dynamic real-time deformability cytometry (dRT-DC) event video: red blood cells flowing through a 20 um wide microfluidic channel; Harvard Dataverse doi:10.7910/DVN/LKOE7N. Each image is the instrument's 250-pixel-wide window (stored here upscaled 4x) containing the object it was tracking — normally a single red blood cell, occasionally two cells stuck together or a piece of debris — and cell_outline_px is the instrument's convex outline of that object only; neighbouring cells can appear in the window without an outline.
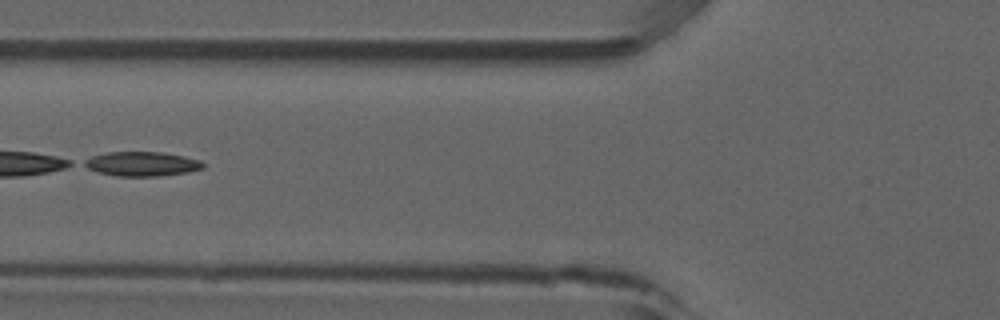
{"species": "common noctule bat (a hibernating species)", "species_latin": "Nyctalus noctula", "temperature_condition": "room temperature", "stored_images_in_passage": 5, "camera_frame_rate_fps": 3000, "um_per_image_px": 0.085, "animal": {"sex": "male", "forearm_length_mm": 52.5}, "frame": {"image": 1, "passage_image": 5, "time_ms": 1.333, "image_size_px": [1000, 320], "cell_outline_px": [[204, 168], [188, 172], [160, 176], [116, 176], [96, 172], [80, 164], [84, 160], [92, 156], [108, 152], [160, 152], [184, 156], [200, 160], [204, 164]], "centroid_in_image_um": [12.03, 13.93], "position_along_channel_um": 113.8, "area_um2": 16.99}}